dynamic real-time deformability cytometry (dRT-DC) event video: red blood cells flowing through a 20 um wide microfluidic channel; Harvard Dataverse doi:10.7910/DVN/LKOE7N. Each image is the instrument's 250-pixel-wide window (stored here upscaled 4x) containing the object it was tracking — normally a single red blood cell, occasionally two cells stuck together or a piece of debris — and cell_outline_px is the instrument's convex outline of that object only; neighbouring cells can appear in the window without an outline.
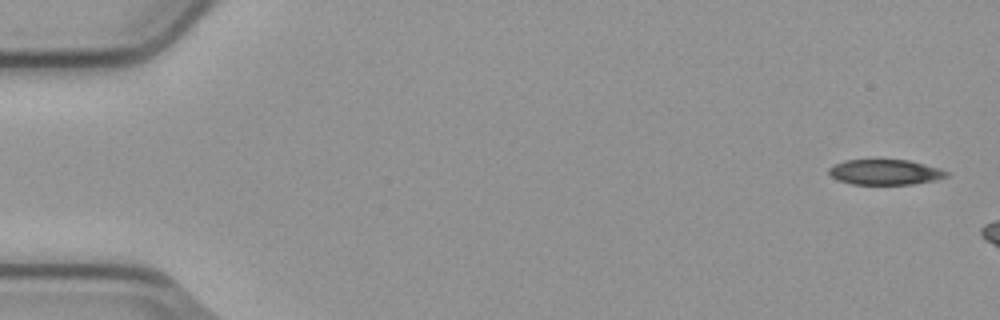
{"species": "common noctule bat (a hibernating species)", "species_latin": "Nyctalus noctula", "temperature_condition": "cold", "stored_images_in_passage": 4, "camera_frame_rate_fps": 3000, "um_per_image_px": 0.085, "animal": {"sex": "male", "body_mass_g": 23.1, "forearm_length_mm": 52.7}, "frame": {"image": 1, "passage_image": 1, "time_ms": 0.0, "image_size_px": [1000, 320], "cell_outline_px": [[948, 176], [936, 180], [912, 184], [852, 184], [836, 180], [828, 172], [828, 168], [832, 164], [844, 160], [908, 160], [940, 168], [948, 172]], "centroid_in_image_um": [75.2, 14.63], "position_along_channel_um": 9.8, "area_um2": 17.4}}